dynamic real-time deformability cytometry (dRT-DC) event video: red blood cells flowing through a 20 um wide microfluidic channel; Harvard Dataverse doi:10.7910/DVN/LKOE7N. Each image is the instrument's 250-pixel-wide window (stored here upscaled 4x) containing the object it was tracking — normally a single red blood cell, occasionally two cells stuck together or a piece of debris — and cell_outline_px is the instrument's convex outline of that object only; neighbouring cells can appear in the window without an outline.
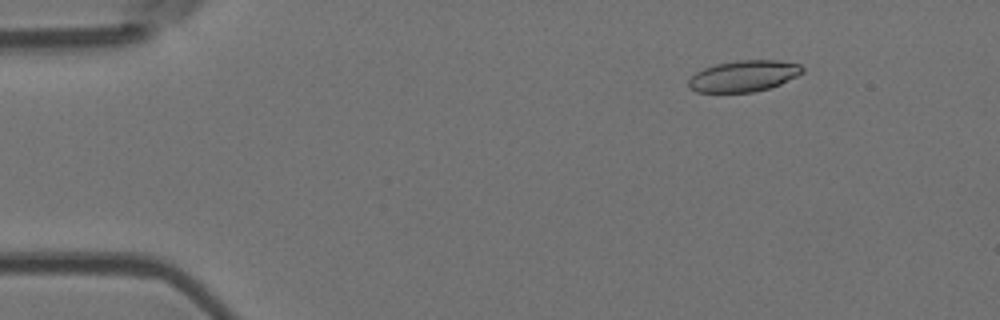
{"species": "Egyptian fruit bat (a non-hibernating species)", "species_latin": "Rousettus aegyptiacus", "temperature_condition": "room temperature", "stored_images_in_passage": 5, "camera_frame_rate_fps": 3000, "um_per_image_px": 0.085, "animal": {"sex": "female"}, "frame": {"image": 1, "passage_image": 1, "time_ms": 0.0, "image_size_px": [1000, 320], "cell_outline_px": [[804, 72], [780, 84], [768, 88], [752, 92], [696, 92], [688, 88], [688, 80], [696, 72], [704, 68], [716, 64], [736, 60], [776, 60], [800, 64], [804, 68]], "centroid_in_image_um": [63.2, 6.46], "position_along_channel_um": 21.8, "area_um2": 20.69}}
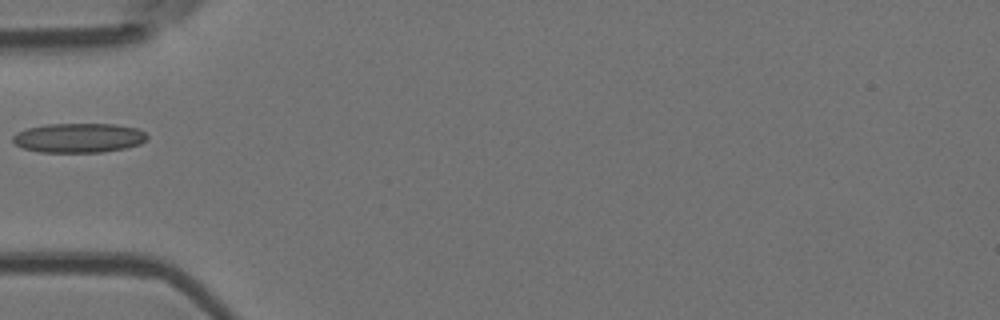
{"frame": {"image": 2, "passage_image": 4, "time_ms": 3.667, "image_size_px": [1000, 320], "cell_outline_px": [[148, 136], [140, 144], [124, 148], [104, 152], [40, 152], [24, 148], [16, 144], [12, 140], [12, 136], [16, 132], [28, 128], [48, 124], [116, 124], [136, 128], [144, 132]], "centroid_in_image_um": [6.68, 11.72], "position_along_channel_um": 78.3, "area_um2": 22.95}}
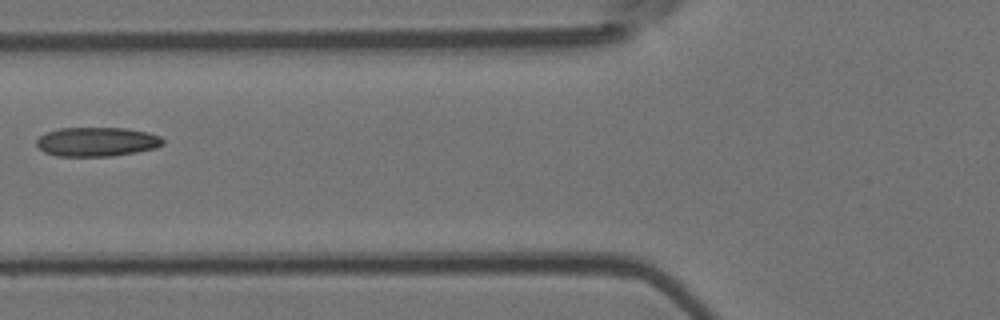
{"frame": {"image": 3, "passage_image": 5, "time_ms": 4.667, "image_size_px": [1000, 320], "cell_outline_px": [[164, 144], [156, 148], [136, 152], [112, 156], [56, 156], [44, 152], [36, 144], [36, 140], [40, 136], [48, 132], [60, 128], [124, 128], [148, 132], [160, 136], [164, 140]], "centroid_in_image_um": [8.25, 12.05], "position_along_channel_um": 117.5, "area_um2": 21.5}}